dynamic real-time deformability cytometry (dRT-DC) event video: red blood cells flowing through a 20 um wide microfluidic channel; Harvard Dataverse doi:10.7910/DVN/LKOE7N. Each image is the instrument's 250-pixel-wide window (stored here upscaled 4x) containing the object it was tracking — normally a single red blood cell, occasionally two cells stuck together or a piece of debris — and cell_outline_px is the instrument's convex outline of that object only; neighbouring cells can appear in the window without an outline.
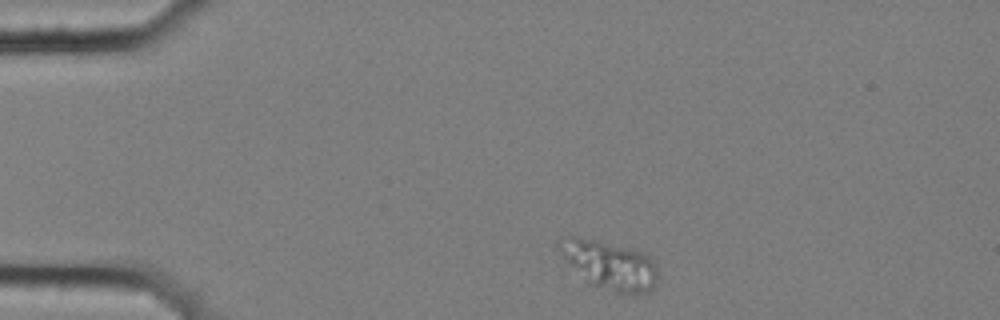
{"species": "common noctule bat (a hibernating species)", "species_latin": "Nyctalus noctula", "temperature_condition": "cold", "stored_images_in_passage": 6, "camera_frame_rate_fps": 3000, "um_per_image_px": 0.085, "animal": {"sex": "female", "body_mass_g": 25.1}, "frame": {"image": 1, "passage_image": 1, "time_ms": 0.0, "image_size_px": [1000, 320], "cell_outline_px": [[656, 280], [652, 288], [648, 292], [636, 296], [632, 296], [616, 292], [588, 284], [568, 264], [556, 248], [556, 240], [568, 236], [576, 236], [596, 240], [628, 248], [640, 252], [648, 256], [652, 260], [656, 268]], "centroid_in_image_um": [51.75, 22.54], "position_along_channel_um": 33.3, "area_um2": 28.15}}
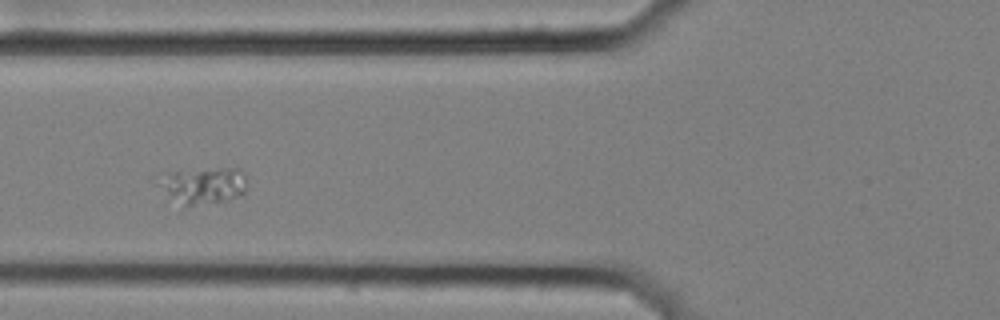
{"frame": {"image": 2, "passage_image": 4, "time_ms": 1.0, "image_size_px": [1000, 320], "cell_outline_px": [[248, 180], [244, 196], [224, 200], [192, 204], [188, 204], [148, 180], [152, 176], [176, 172], [216, 168], [240, 168], [244, 172]], "centroid_in_image_um": [17.32, 15.69], "position_along_channel_um": 108.5, "area_um2": 18.55}}
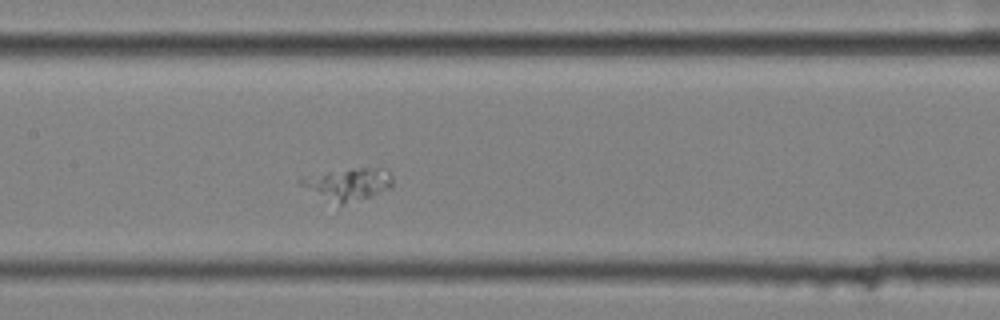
{"frame": {"image": 3, "passage_image": 6, "time_ms": 1.667, "image_size_px": [1000, 320], "cell_outline_px": [[392, 188], [372, 196], [344, 204], [340, 204], [300, 184], [296, 180], [304, 176], [352, 168], [384, 168], [392, 176]], "centroid_in_image_um": [29.66, 15.62], "position_along_channel_um": 177.7, "area_um2": 16.7}}